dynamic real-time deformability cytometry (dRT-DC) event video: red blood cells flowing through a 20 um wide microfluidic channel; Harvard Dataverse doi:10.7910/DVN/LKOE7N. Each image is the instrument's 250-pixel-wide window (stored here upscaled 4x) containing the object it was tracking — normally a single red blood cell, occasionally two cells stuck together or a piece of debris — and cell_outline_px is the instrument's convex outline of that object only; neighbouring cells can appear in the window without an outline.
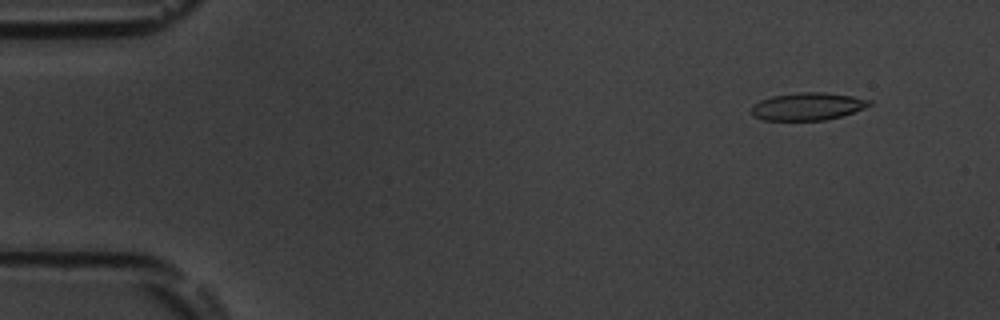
{"species": "common noctule bat (a hibernating species)", "species_latin": "Nyctalus noctula", "temperature_condition": "room temperature", "stored_images_in_passage": 16, "camera_frame_rate_fps": 3000, "um_per_image_px": 0.085, "animal": {"sex": "male", "body_mass_g": 19.5, "forearm_length_mm": 54.6}, "frame": {"image": 1, "passage_image": 5, "time_ms": 1.333, "image_size_px": [1000, 320], "cell_outline_px": [[872, 104], [864, 108], [840, 116], [824, 120], [764, 120], [752, 116], [752, 104], [760, 100], [772, 96], [800, 92], [824, 92], [852, 96], [872, 100]], "centroid_in_image_um": [68.63, 9.04], "position_along_channel_um": 16.4, "area_um2": 18.9}}